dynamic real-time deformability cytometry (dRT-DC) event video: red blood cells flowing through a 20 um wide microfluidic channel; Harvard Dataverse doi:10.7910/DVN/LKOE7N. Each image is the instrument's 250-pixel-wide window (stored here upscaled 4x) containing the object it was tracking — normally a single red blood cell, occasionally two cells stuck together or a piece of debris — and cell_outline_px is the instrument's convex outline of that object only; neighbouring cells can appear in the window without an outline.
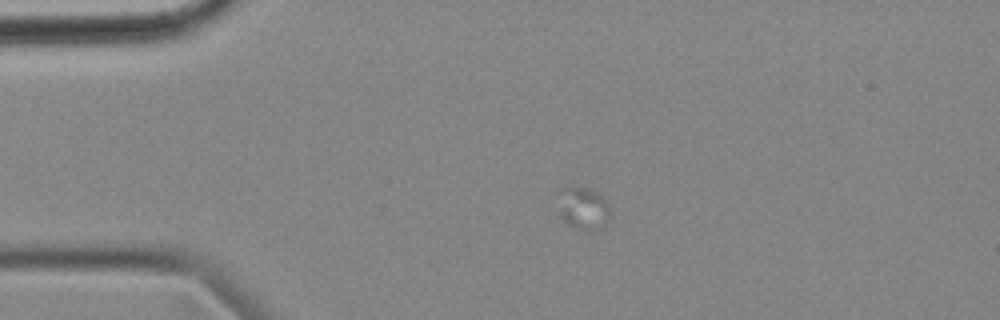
{"species": "common noctule bat (a hibernating species)", "species_latin": "Nyctalus noctula", "temperature_condition": "cold", "stored_images_in_passage": 25, "camera_frame_rate_fps": 3000, "um_per_image_px": 0.085, "animal": {"sex": "female", "body_mass_g": 18.4}, "frame": {"image": 1, "passage_image": 11, "time_ms": 3.333, "image_size_px": [1000, 320], "cell_outline_px": [[612, 212], [608, 224], [604, 228], [588, 232], [576, 228], [568, 224], [560, 216], [556, 192], [560, 188], [588, 188], [600, 192], [608, 204]], "centroid_in_image_um": [49.61, 17.73], "position_along_channel_um": 35.4, "area_um2": 13.58}}